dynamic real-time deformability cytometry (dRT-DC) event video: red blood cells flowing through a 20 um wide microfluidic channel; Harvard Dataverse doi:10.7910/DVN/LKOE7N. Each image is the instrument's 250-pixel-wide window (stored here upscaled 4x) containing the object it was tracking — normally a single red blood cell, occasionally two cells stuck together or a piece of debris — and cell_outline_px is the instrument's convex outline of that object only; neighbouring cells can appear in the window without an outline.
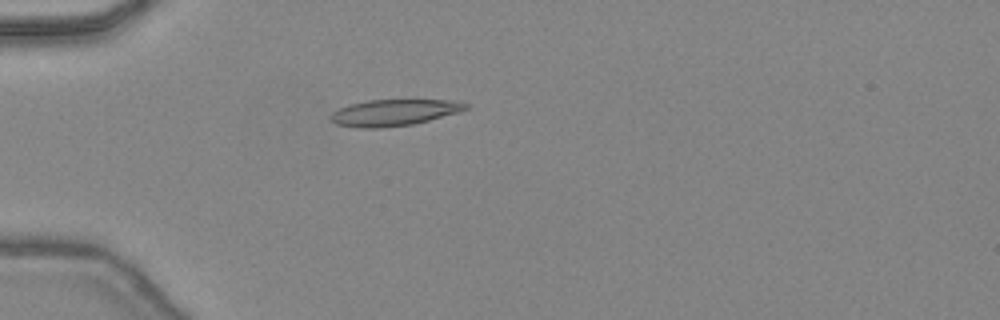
{"species": "common noctule bat (a hibernating species)", "species_latin": "Nyctalus noctula", "temperature_condition": "warm", "stored_images_in_passage": 47, "camera_frame_rate_fps": 3000, "um_per_image_px": 0.085, "animal": {"sex": "female", "body_mass_g": 24.6, "forearm_length_mm": 56.2}, "frame": {"image": 1, "passage_image": 15, "time_ms": 4.667, "image_size_px": [1000, 320], "cell_outline_px": [[468, 108], [456, 112], [428, 120], [412, 124], [380, 128], [356, 128], [336, 124], [328, 120], [328, 116], [332, 112], [340, 108], [352, 104], [368, 100], [448, 100], [468, 104]], "centroid_in_image_um": [33.39, 9.58], "position_along_channel_um": 51.6, "area_um2": 20.52}}
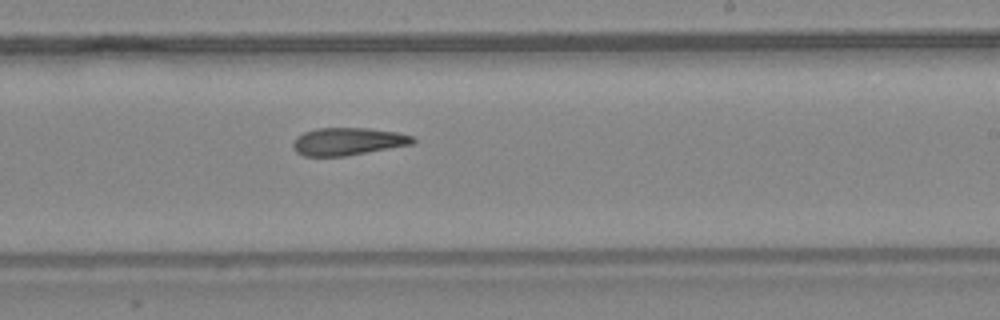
{"frame": {"image": 2, "passage_image": 30, "time_ms": 9.667, "image_size_px": [1000, 320], "cell_outline_px": [[416, 140], [412, 144], [344, 156], [304, 156], [296, 152], [292, 148], [292, 144], [296, 136], [304, 132], [316, 128], [368, 128], [396, 132], [412, 136]], "centroid_in_image_um": [29.52, 12.02], "position_along_channel_um": 259.5, "area_um2": 19.19}}
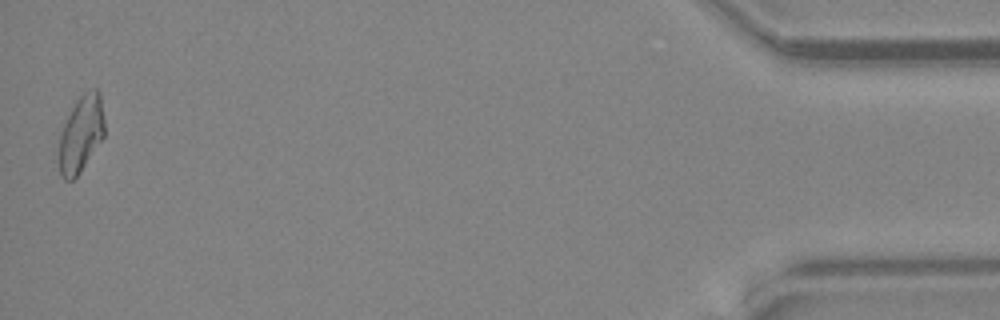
{"frame": {"image": 3, "passage_image": 47, "time_ms": 15.333, "image_size_px": [1000, 320], "cell_outline_px": [[104, 136], [80, 172], [72, 180], [64, 180], [60, 176], [56, 152], [60, 132], [76, 100], [84, 92], [96, 88], [100, 92], [104, 120]], "centroid_in_image_um": [6.84, 11.42], "position_along_channel_um": 428.4, "area_um2": 20.63}, "authors_computed_cell_mechanics": {"area_um2": 19.9988, "velocity_mm_per_s": 4.5085, "shape_relaxation_time_tau1_ms": null, "shape_relaxation_time_tau2_ms": 10.7531, "deformation_change_tau1": null, "deformation_change_tau2": 0.2822}}